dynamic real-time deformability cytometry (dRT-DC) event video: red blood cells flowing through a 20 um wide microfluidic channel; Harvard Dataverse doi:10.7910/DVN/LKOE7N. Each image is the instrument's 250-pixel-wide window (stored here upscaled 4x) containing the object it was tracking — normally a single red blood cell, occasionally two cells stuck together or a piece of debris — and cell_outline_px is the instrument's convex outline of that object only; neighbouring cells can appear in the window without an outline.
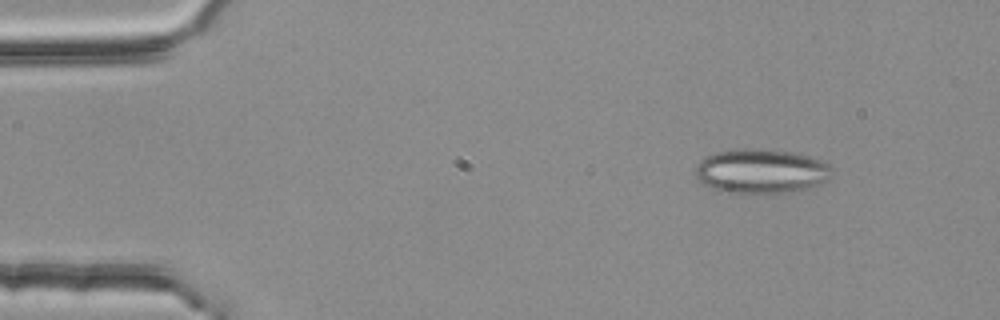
{"species": "common noctule bat (a hibernating species)", "species_latin": "Nyctalus noctula", "temperature_condition": "room temperature", "stored_images_in_passage": 3, "camera_frame_rate_fps": 3000, "um_per_image_px": 0.085, "animal": {"sex": "female", "body_mass_g": 25.1}, "frame": {"image": 1, "passage_image": 1, "time_ms": 0.0, "image_size_px": [1000, 320], "cell_outline_px": [[832, 176], [828, 180], [820, 184], [808, 188], [792, 192], [720, 192], [708, 188], [696, 180], [696, 168], [700, 160], [704, 156], [716, 152], [748, 148], [788, 152], [808, 156], [820, 160], [828, 164], [832, 168]], "centroid_in_image_um": [64.67, 14.56], "position_along_channel_um": 20.3, "area_um2": 35.26}}